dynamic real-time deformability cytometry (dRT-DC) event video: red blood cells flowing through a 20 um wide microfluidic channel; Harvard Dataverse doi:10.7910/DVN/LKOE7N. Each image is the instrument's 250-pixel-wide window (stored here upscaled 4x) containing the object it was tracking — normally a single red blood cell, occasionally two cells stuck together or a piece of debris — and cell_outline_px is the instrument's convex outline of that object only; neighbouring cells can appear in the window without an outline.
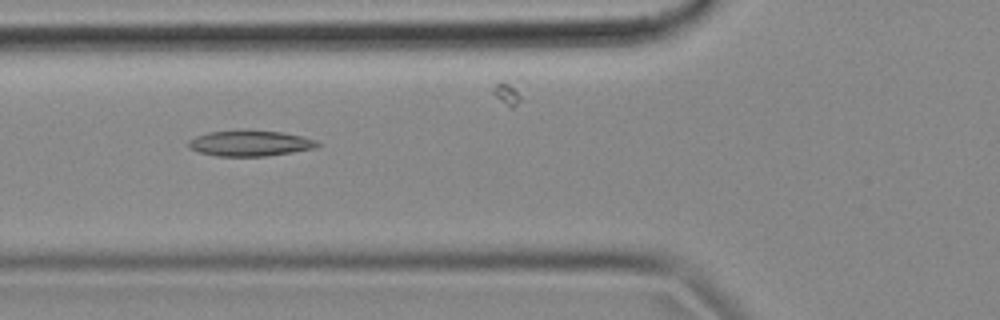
{"species": "common noctule bat (a hibernating species)", "species_latin": "Nyctalus noctula", "temperature_condition": "cold", "stored_images_in_passage": 53, "camera_frame_rate_fps": 3000, "um_per_image_px": 0.085, "animal": {"sex": "female", "body_mass_g": 18.4}, "frame": {"image": 1, "passage_image": 19, "time_ms": 6.0, "image_size_px": [1000, 320], "cell_outline_px": [[320, 144], [316, 148], [292, 152], [264, 156], [216, 156], [200, 152], [188, 148], [188, 140], [196, 136], [208, 132], [248, 128], [280, 132], [300, 136], [316, 140]], "centroid_in_image_um": [21.22, 12.15], "position_along_channel_um": 104.6, "area_um2": 19.65}}
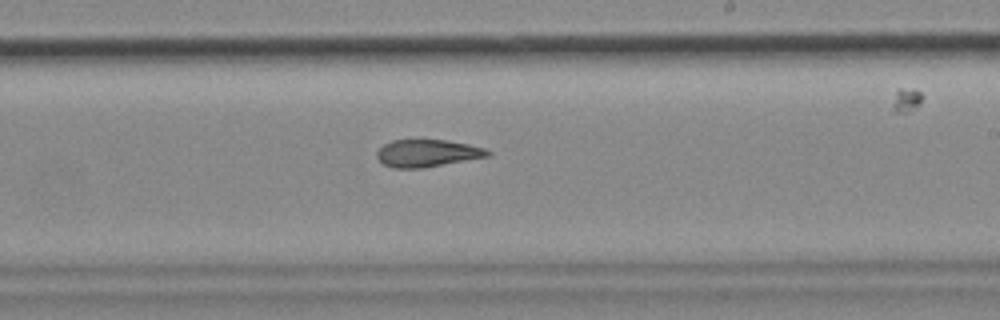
{"frame": {"image": 2, "passage_image": 31, "time_ms": 10.0, "image_size_px": [1000, 320], "cell_outline_px": [[492, 152], [488, 156], [424, 168], [392, 168], [384, 164], [376, 156], [376, 152], [384, 144], [392, 140], [448, 140], [468, 144], [484, 148]], "centroid_in_image_um": [36.31, 13.02], "position_along_channel_um": 252.7, "area_um2": 17.57}}
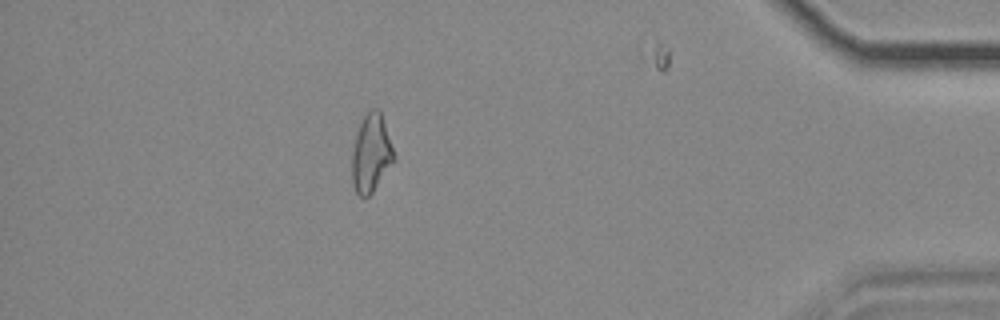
{"frame": {"image": 3, "passage_image": 47, "time_ms": 15.333, "image_size_px": [1000, 320], "cell_outline_px": [[396, 160], [372, 192], [364, 200], [356, 192], [352, 184], [352, 152], [356, 132], [364, 116], [372, 108], [376, 108], [380, 112], [396, 156]], "centroid_in_image_um": [31.54, 13.08], "position_along_channel_um": 403.7, "area_um2": 19.07}, "authors_computed_cell_mechanics": {"area_um2": 19.074, "velocity_mm_per_s": 3.709, "shape_relaxation_time_tau1_ms": null, "shape_relaxation_time_tau2_ms": 5.2512, "deformation_change_tau1": null, "deformation_change_tau2": 0.1426}}